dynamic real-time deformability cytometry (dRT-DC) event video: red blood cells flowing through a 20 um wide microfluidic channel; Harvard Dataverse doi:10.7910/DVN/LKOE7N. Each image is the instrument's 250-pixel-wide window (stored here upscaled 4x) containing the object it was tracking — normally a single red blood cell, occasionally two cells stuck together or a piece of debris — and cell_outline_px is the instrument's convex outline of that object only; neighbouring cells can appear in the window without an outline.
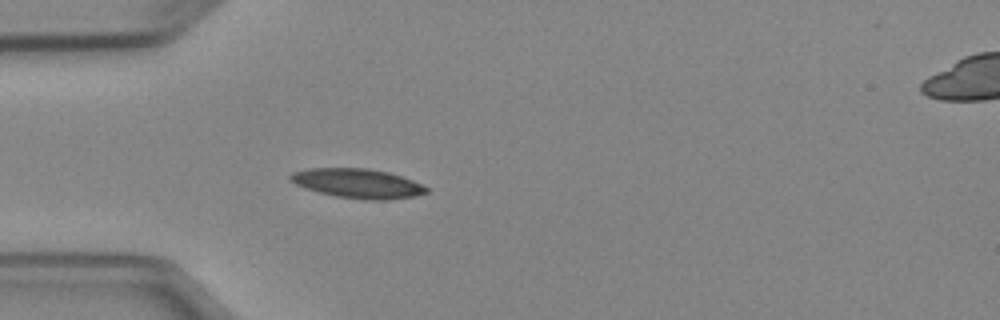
{"species": "Egyptian fruit bat (a non-hibernating species)", "species_latin": "Rousettus aegyptiacus", "temperature_condition": "cold", "stored_images_in_passage": 4, "camera_frame_rate_fps": 3000, "um_per_image_px": 0.085, "animal": {"sex": "female"}, "frame": {"image": 1, "passage_image": 4, "time_ms": 3.667, "image_size_px": [1000, 320], "cell_outline_px": [[428, 192], [416, 196], [388, 200], [364, 200], [336, 196], [304, 188], [288, 180], [288, 176], [292, 172], [308, 168], [368, 168], [388, 172], [412, 180], [428, 188]], "centroid_in_image_um": [30.38, 15.59], "position_along_channel_um": 54.6, "area_um2": 23.41}}